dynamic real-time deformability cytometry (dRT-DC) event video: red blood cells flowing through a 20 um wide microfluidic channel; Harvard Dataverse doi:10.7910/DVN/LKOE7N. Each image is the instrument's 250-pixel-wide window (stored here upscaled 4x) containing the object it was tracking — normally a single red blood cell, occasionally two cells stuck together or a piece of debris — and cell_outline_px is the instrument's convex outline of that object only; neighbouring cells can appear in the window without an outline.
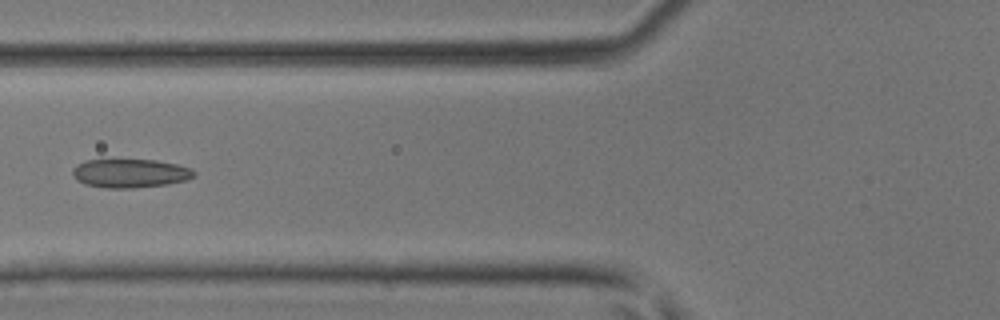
{"species": "common noctule bat (a hibernating species)", "species_latin": "Nyctalus noctula", "temperature_condition": "room temperature", "stored_images_in_passage": 45, "camera_frame_rate_fps": 3000, "um_per_image_px": 0.085, "animal": {"sex": "male", "body_mass_g": 17.9, "forearm_length_mm": 54.2}, "frame": {"image": 1, "passage_image": 18, "time_ms": 5.667, "image_size_px": [1000, 320], "cell_outline_px": [[196, 176], [184, 180], [168, 184], [132, 188], [104, 188], [84, 184], [76, 180], [72, 176], [72, 168], [76, 164], [84, 160], [156, 160], [176, 164], [192, 168], [196, 172]], "centroid_in_image_um": [11.03, 14.73], "position_along_channel_um": 114.8, "area_um2": 20.52}}
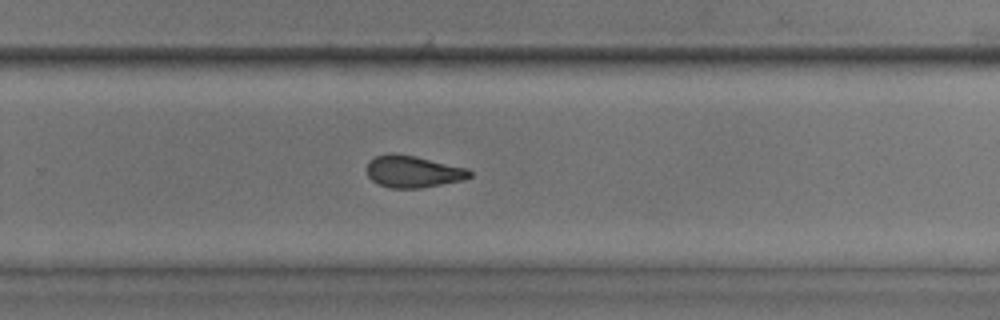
{"frame": {"image": 2, "passage_image": 30, "time_ms": 9.667, "image_size_px": [1000, 320], "cell_outline_px": [[472, 176], [460, 180], [420, 188], [388, 188], [372, 180], [368, 176], [368, 160], [376, 156], [392, 152], [416, 156], [468, 168], [472, 172]], "centroid_in_image_um": [35.1, 14.57], "position_along_channel_um": 294.7, "area_um2": 19.07}}
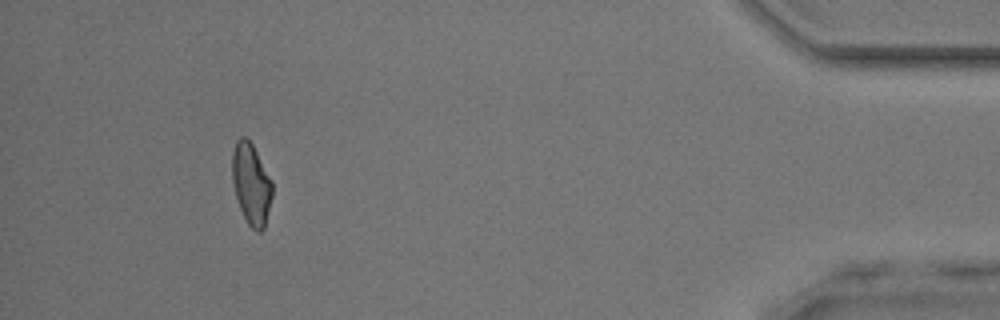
{"frame": {"image": 3, "passage_image": 42, "time_ms": 13.667, "image_size_px": [1000, 320], "cell_outline_px": [[272, 196], [264, 228], [260, 232], [256, 232], [248, 224], [240, 208], [236, 196], [232, 180], [232, 152], [236, 140], [240, 136], [244, 136], [252, 144], [272, 180]], "centroid_in_image_um": [21.35, 15.63], "position_along_channel_um": 413.9, "area_um2": 18.9}}